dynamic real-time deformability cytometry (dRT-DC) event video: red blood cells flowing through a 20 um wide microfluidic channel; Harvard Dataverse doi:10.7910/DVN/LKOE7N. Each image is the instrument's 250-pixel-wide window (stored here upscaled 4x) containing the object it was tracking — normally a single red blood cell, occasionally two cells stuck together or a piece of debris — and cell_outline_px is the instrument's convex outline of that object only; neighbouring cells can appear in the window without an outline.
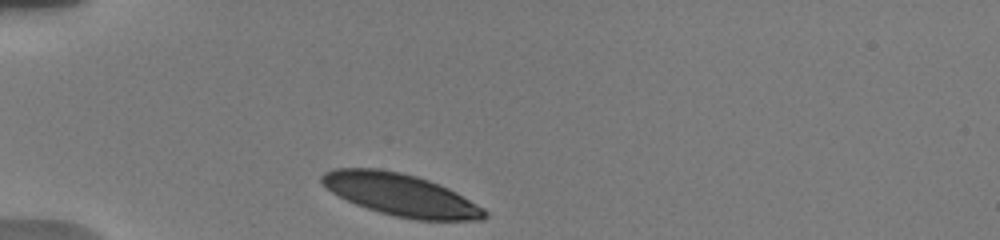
{"species": "human", "species_latin": "Homo sapiens", "temperature_condition": "warm", "stored_images_in_passage": 5, "camera_frame_rate_fps": 3000, "um_per_image_px": 0.085, "donor": {"sex": "male"}, "frame": {"image": 1, "passage_image": 1, "time_ms": 0.0, "image_size_px": [1000, 240], "cell_outline_px": [[488, 216], [484, 220], [416, 220], [396, 216], [380, 212], [356, 204], [332, 192], [320, 180], [320, 176], [324, 172], [336, 168], [376, 168], [400, 172], [416, 176], [440, 184], [456, 192], [484, 208], [488, 212]], "centroid_in_image_um": [34.1, 16.56], "position_along_channel_um": 50.9, "area_um2": 39.77}}